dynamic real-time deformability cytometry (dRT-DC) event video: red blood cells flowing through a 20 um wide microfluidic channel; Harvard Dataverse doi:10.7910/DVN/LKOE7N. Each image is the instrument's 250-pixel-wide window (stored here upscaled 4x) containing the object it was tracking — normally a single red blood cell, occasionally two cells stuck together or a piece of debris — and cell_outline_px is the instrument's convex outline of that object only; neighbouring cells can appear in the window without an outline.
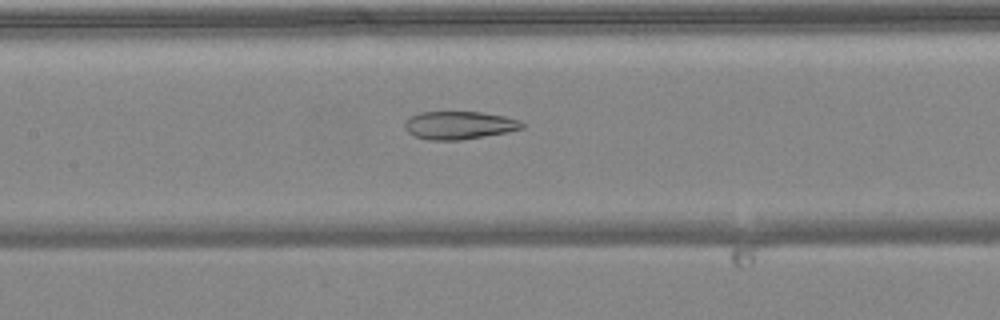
{"species": "common noctule bat (a hibernating species)", "species_latin": "Nyctalus noctula", "temperature_condition": "warm", "stored_images_in_passage": 51, "camera_frame_rate_fps": 3000, "um_per_image_px": 0.085, "animal": {"sex": "female", "body_mass_g": 24.6, "forearm_length_mm": 56.2}, "frame": {"image": 1, "passage_image": 24, "time_ms": 7.667, "image_size_px": [1000, 320], "cell_outline_px": [[524, 128], [508, 132], [460, 140], [428, 140], [416, 136], [408, 132], [404, 128], [404, 120], [420, 112], [480, 112], [504, 116], [520, 120], [524, 124]], "centroid_in_image_um": [39.02, 10.64], "position_along_channel_um": 168.4, "area_um2": 19.13}}
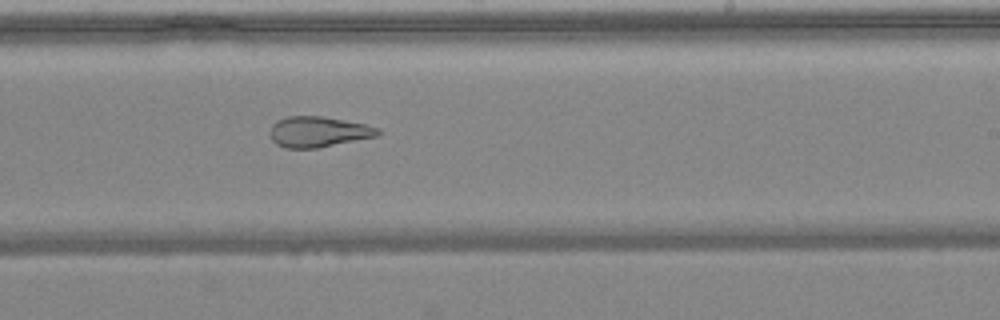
{"frame": {"image": 2, "passage_image": 31, "time_ms": 10.0, "image_size_px": [1000, 320], "cell_outline_px": [[380, 132], [376, 136], [316, 148], [284, 148], [276, 144], [272, 140], [268, 132], [272, 124], [276, 120], [288, 116], [324, 116], [364, 124], [380, 128]], "centroid_in_image_um": [26.99, 11.19], "position_along_channel_um": 262.0, "area_um2": 19.25}}
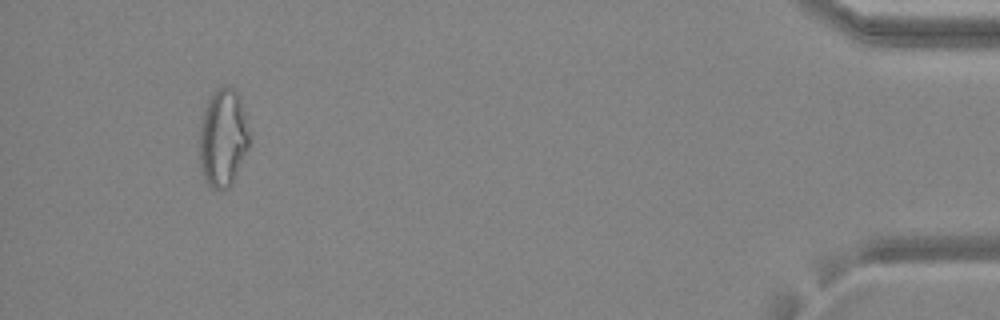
{"frame": {"image": 3, "passage_image": 48, "time_ms": 15.667, "image_size_px": [1000, 320], "cell_outline_px": [[248, 148], [232, 184], [228, 188], [212, 188], [204, 180], [200, 172], [200, 124], [204, 108], [212, 92], [216, 88], [224, 84], [228, 84], [240, 96], [244, 112], [248, 132]], "centroid_in_image_um": [18.93, 11.69], "position_along_channel_um": 416.3, "area_um2": 28.55}, "authors_computed_cell_mechanics": {"area_um2": 25.6054, "velocity_mm_per_s": 4.0267, "shape_relaxation_time_tau1_ms": null, "shape_relaxation_time_tau2_ms": 2.9037, "deformation_change_tau1": null, "deformation_change_tau2": 0.1184}}